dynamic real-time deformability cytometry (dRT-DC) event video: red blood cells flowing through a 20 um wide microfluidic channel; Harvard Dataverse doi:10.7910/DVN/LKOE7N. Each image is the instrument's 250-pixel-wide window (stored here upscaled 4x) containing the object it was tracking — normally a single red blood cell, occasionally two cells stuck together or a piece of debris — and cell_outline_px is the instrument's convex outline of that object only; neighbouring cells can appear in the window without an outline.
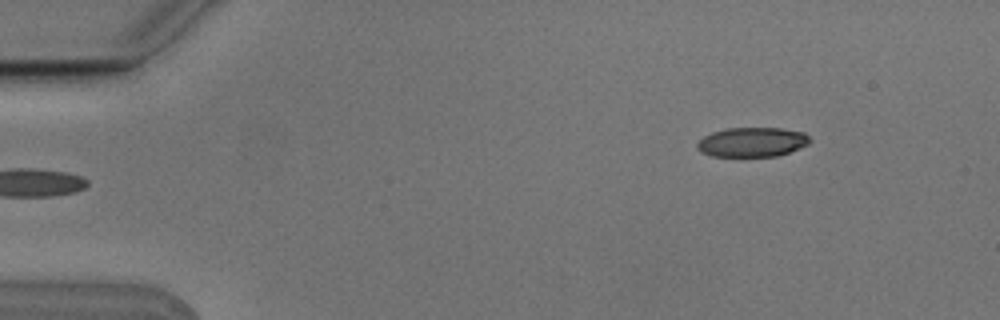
{"species": "Egyptian fruit bat (a non-hibernating species)", "species_latin": "Rousettus aegyptiacus", "temperature_condition": "cold", "stored_images_in_passage": 2, "camera_frame_rate_fps": 3000, "um_per_image_px": 0.085, "animal": {"sex": "male"}, "frame": {"image": 1, "passage_image": 2, "time_ms": 0.333, "image_size_px": [1000, 320], "cell_outline_px": [[812, 140], [808, 144], [788, 152], [776, 156], [712, 156], [700, 152], [696, 148], [696, 144], [704, 136], [712, 132], [728, 128], [780, 128], [804, 132]], "centroid_in_image_um": [63.91, 12.07], "position_along_channel_um": 21.1, "area_um2": 19.31}}